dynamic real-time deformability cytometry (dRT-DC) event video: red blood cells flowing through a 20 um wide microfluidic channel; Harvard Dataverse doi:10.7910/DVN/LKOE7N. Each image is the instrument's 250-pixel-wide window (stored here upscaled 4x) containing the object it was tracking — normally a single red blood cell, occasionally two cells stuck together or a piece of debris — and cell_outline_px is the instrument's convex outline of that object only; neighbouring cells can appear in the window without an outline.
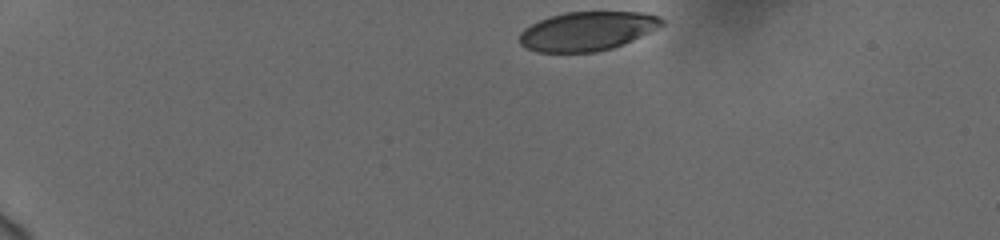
{"species": "human", "species_latin": "Homo sapiens", "temperature_condition": "cold", "stored_images_in_passage": 39, "camera_frame_rate_fps": 3000, "um_per_image_px": 0.085, "donor": {"sex": "female"}, "frame": {"image": 1, "passage_image": 1, "time_ms": 0.0, "image_size_px": [1000, 240], "cell_outline_px": [[664, 24], [640, 36], [612, 48], [596, 52], [536, 52], [520, 44], [520, 32], [524, 28], [540, 20], [564, 12], [640, 12], [660, 16], [664, 20]], "centroid_in_image_um": [49.9, 2.64], "position_along_channel_um": 35.1, "area_um2": 32.02}}
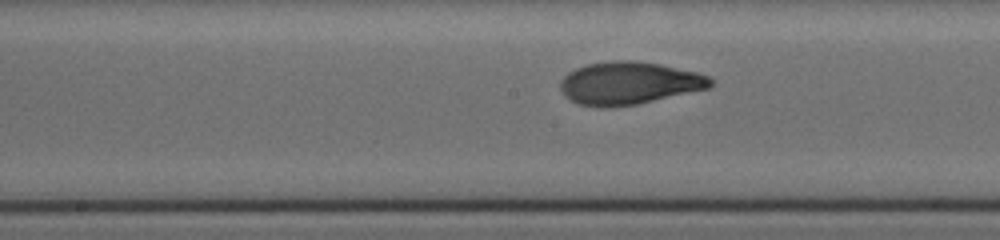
{"frame": {"image": 2, "passage_image": 21, "time_ms": 6.667, "image_size_px": [1000, 240], "cell_outline_px": [[712, 84], [708, 88], [636, 104], [580, 104], [564, 96], [560, 88], [560, 80], [568, 72], [576, 68], [588, 64], [612, 60], [636, 60], [660, 64], [696, 72], [708, 76], [712, 80]], "centroid_in_image_um": [53.47, 7.01], "position_along_channel_um": 194.7, "area_um2": 36.3}}
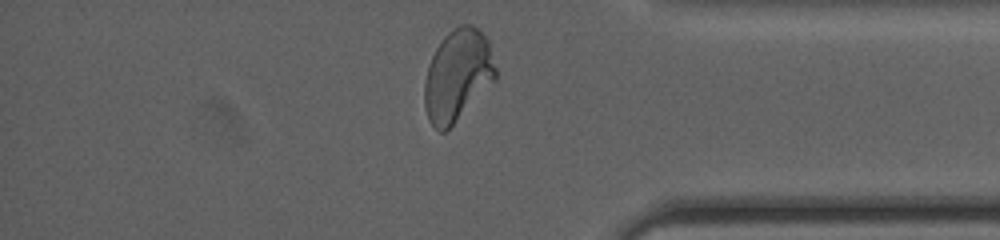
{"frame": {"image": 3, "passage_image": 38, "time_ms": 12.333, "image_size_px": [1000, 240], "cell_outline_px": [[496, 80], [444, 132], [440, 132], [428, 120], [424, 104], [424, 84], [428, 64], [436, 48], [444, 36], [448, 32], [460, 24], [472, 24], [488, 40], [496, 68]], "centroid_in_image_um": [38.88, 6.38], "position_along_channel_um": 396.3, "area_um2": 37.69}, "authors_computed_cell_mechanics": {"area_um2": 36.2984, "velocity_mm_per_s": 3.7403, "shape_relaxation_time_tau1_ms": 3.758, "shape_relaxation_time_tau2_ms": 0.8267, "deformation_change_tau1": 0.1711, "deformation_change_tau2": 0.0593}}